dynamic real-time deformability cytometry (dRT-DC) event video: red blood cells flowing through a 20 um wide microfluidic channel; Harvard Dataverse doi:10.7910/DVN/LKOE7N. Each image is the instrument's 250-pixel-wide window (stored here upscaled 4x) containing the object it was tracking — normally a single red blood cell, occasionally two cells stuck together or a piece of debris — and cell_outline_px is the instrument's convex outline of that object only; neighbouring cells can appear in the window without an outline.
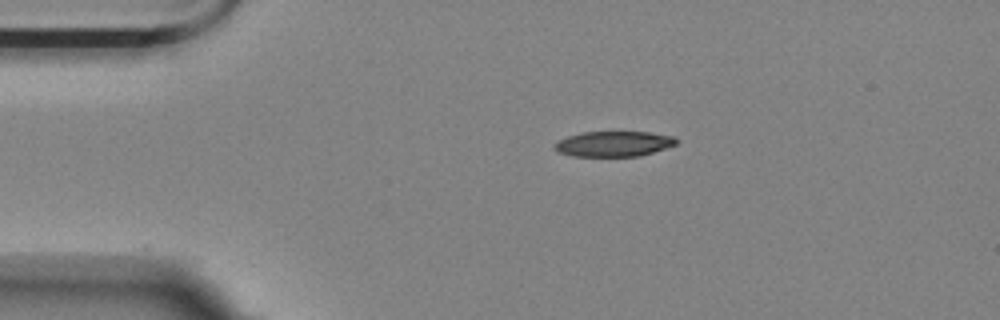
{"species": "Egyptian fruit bat (a non-hibernating species)", "species_latin": "Rousettus aegyptiacus", "temperature_condition": "room temperature", "stored_images_in_passage": 46, "camera_frame_rate_fps": 3000, "um_per_image_px": 0.085, "animal": {"sex": "female"}, "frame": {"image": 1, "passage_image": 1, "time_ms": 0.0, "image_size_px": [1000, 320], "cell_outline_px": [[680, 140], [676, 144], [640, 156], [572, 156], [556, 152], [552, 148], [552, 144], [568, 136], [584, 132], [648, 132], [676, 136]], "centroid_in_image_um": [52.15, 12.23], "position_along_channel_um": 32.9, "area_um2": 18.09}}
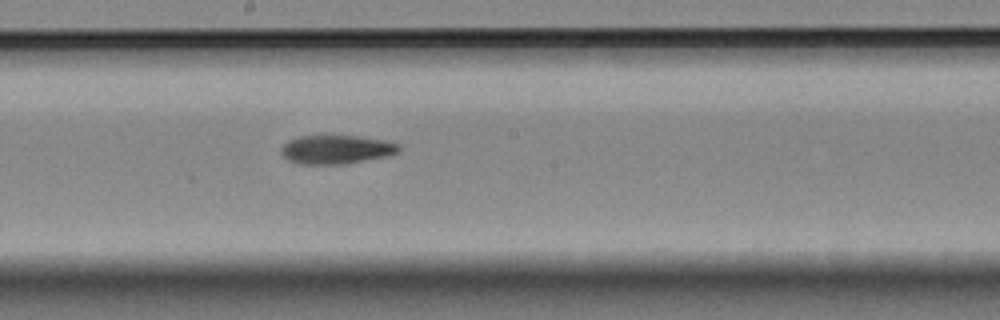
{"frame": {"image": 2, "passage_image": 20, "time_ms": 6.333, "image_size_px": [1000, 320], "cell_outline_px": [[400, 152], [384, 156], [344, 164], [300, 164], [288, 160], [280, 152], [280, 148], [288, 140], [300, 136], [356, 136], [384, 140], [400, 144]], "centroid_in_image_um": [28.56, 12.7], "position_along_channel_um": 219.6, "area_um2": 19.59}}
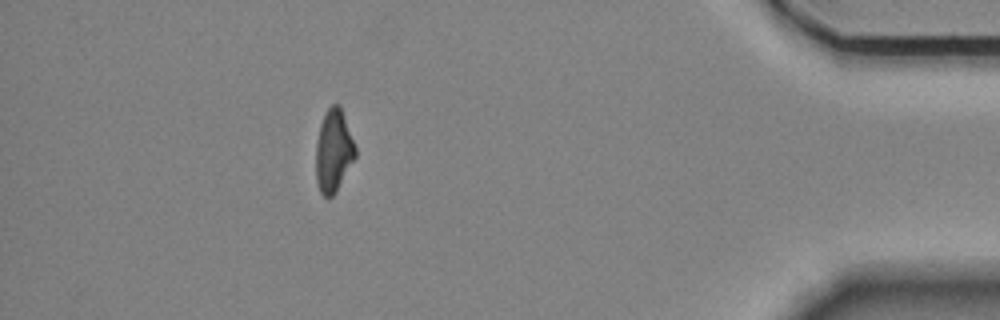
{"frame": {"image": 3, "passage_image": 40, "time_ms": 13.0, "image_size_px": [1000, 320], "cell_outline_px": [[356, 156], [336, 192], [328, 200], [320, 192], [316, 180], [316, 144], [320, 124], [328, 108], [332, 104], [340, 104], [356, 148]], "centroid_in_image_um": [28.35, 12.84], "position_along_channel_um": 406.9, "area_um2": 18.96}, "authors_computed_cell_mechanics": {"area_um2": 19.7098, "velocity_mm_per_s": 3.5612, "shape_relaxation_time_tau1_ms": 10.5448, "shape_relaxation_time_tau2_ms": 6.4749, "deformation_change_tau1": 0.2496, "deformation_change_tau2": 0.1658}}